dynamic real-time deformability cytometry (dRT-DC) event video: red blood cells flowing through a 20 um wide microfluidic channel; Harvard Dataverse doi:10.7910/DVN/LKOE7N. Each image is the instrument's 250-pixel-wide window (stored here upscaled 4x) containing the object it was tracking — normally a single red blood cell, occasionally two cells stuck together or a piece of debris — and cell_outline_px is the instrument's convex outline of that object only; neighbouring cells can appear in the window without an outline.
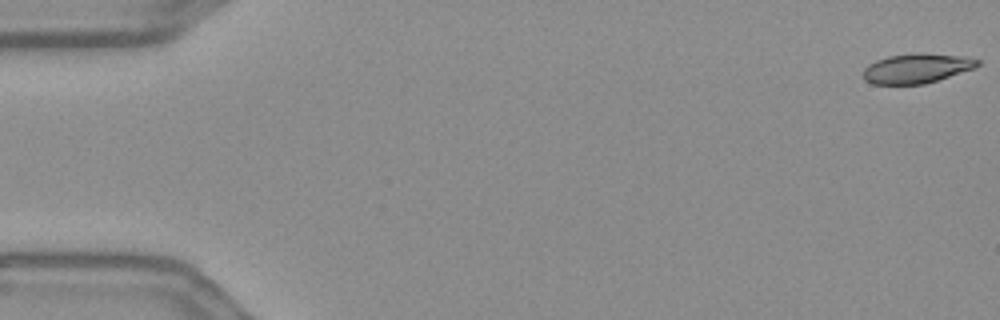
{"species": "Egyptian fruit bat (a non-hibernating species)", "species_latin": "Rousettus aegyptiacus", "temperature_condition": "warm", "stored_images_in_passage": 15, "camera_frame_rate_fps": 3000, "um_per_image_px": 0.085, "frame": {"image": 1, "passage_image": 1, "time_ms": 0.0, "image_size_px": [1000, 320], "cell_outline_px": [[980, 64], [976, 68], [924, 84], [872, 84], [864, 80], [864, 68], [868, 64], [876, 60], [888, 56], [912, 52], [920, 52], [968, 56], [980, 60]], "centroid_in_image_um": [77.95, 5.79], "position_along_channel_um": 7.0, "area_um2": 20.11}}
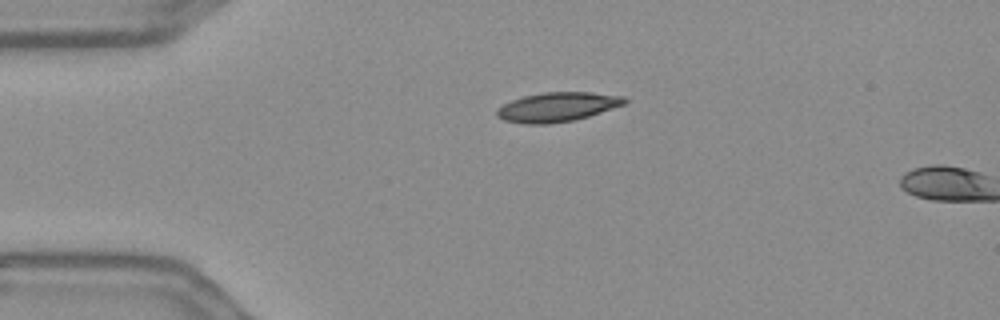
{"frame": {"image": 2, "passage_image": 13, "time_ms": 4.0, "image_size_px": [1000, 320], "cell_outline_px": [[628, 100], [624, 104], [576, 120], [548, 124], [524, 124], [504, 120], [496, 116], [496, 108], [512, 100], [524, 96], [544, 92], [592, 92], [624, 96]], "centroid_in_image_um": [47.35, 9.09], "position_along_channel_um": 37.6, "area_um2": 21.85}}